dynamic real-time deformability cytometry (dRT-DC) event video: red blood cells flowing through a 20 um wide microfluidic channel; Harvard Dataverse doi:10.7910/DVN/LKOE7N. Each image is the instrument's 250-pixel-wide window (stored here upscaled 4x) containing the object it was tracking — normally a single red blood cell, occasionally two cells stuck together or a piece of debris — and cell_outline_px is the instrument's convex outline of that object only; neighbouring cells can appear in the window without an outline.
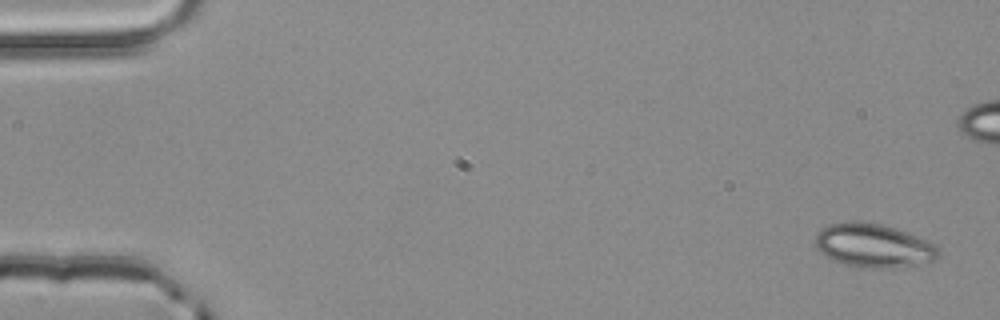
{"species": "common noctule bat (a hibernating species)", "species_latin": "Nyctalus noctula", "temperature_condition": "room temperature", "stored_images_in_passage": 5, "camera_frame_rate_fps": 3000, "um_per_image_px": 0.085, "animal": {"sex": "male", "body_mass_g": 20.4}, "frame": {"image": 1, "passage_image": 1, "time_ms": 0.0, "image_size_px": [1000, 320], "cell_outline_px": [[940, 256], [936, 260], [916, 264], [880, 268], [860, 268], [832, 260], [824, 256], [816, 248], [816, 232], [820, 228], [828, 224], [852, 220], [856, 220], [880, 224], [904, 232], [936, 244], [940, 248]], "centroid_in_image_um": [74.2, 20.87], "position_along_channel_um": 10.8, "area_um2": 31.39}}